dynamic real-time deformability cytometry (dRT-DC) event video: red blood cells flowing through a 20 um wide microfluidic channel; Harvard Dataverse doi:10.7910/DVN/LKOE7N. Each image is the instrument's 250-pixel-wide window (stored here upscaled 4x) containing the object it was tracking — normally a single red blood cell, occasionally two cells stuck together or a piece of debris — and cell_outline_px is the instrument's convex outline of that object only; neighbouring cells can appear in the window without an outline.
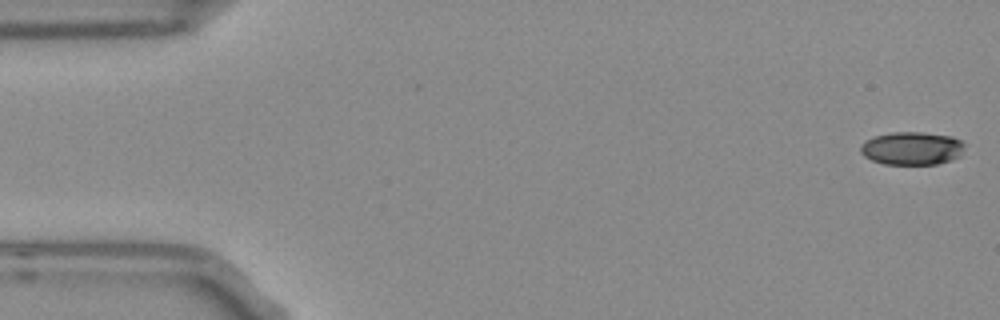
{"species": "Egyptian fruit bat (a non-hibernating species)", "species_latin": "Rousettus aegyptiacus", "temperature_condition": "room temperature", "stored_images_in_passage": 53, "camera_frame_rate_fps": 3000, "um_per_image_px": 0.085, "frame": {"image": 1, "passage_image": 1, "time_ms": 0.0, "image_size_px": [1000, 320], "cell_outline_px": [[964, 148], [960, 156], [952, 160], [936, 164], [884, 164], [872, 160], [864, 156], [860, 152], [860, 144], [864, 140], [876, 136], [892, 132], [920, 132], [952, 136], [960, 140], [964, 144]], "centroid_in_image_um": [77.5, 12.61], "position_along_channel_um": 7.5, "area_um2": 20.17}}
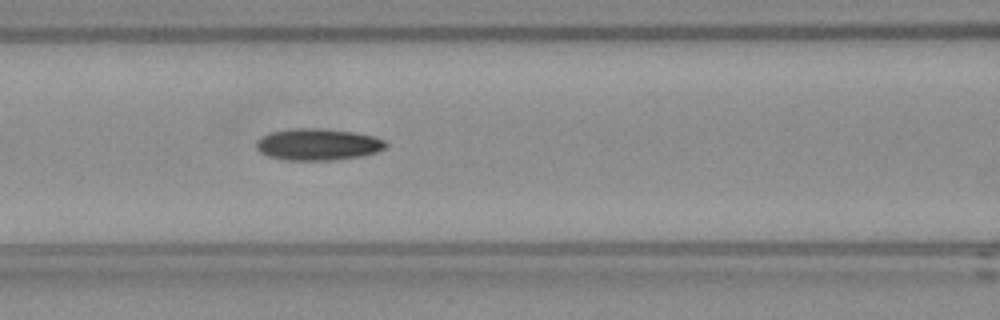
{"frame": {"image": 2, "passage_image": 22, "time_ms": 7.0, "image_size_px": [1000, 320], "cell_outline_px": [[388, 144], [384, 148], [376, 152], [360, 156], [332, 160], [288, 160], [272, 156], [260, 152], [256, 144], [264, 136], [272, 132], [292, 128], [324, 128], [356, 132], [372, 136], [384, 140]], "centroid_in_image_um": [27.07, 12.26], "position_along_channel_um": 139.5, "area_um2": 23.58}}
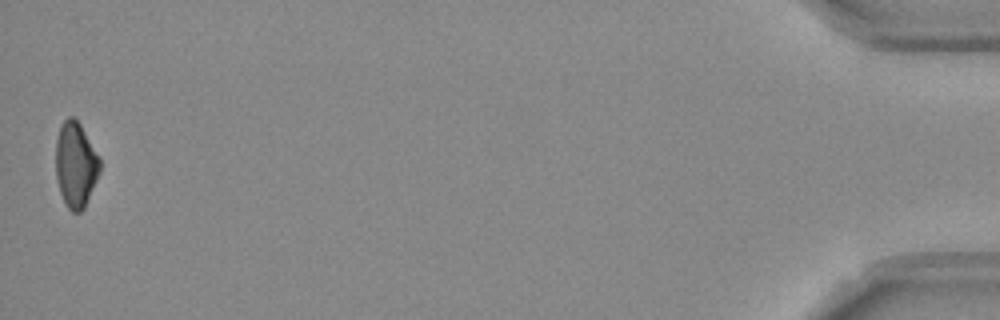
{"frame": {"image": 3, "passage_image": 53, "time_ms": 17.333, "image_size_px": [1000, 320], "cell_outline_px": [[100, 172], [84, 208], [80, 212], [72, 212], [68, 208], [60, 192], [56, 176], [56, 140], [60, 124], [68, 116], [76, 116], [100, 160]], "centroid_in_image_um": [6.42, 13.97], "position_along_channel_um": 428.8, "area_um2": 21.85}, "authors_computed_cell_mechanics": {"area_um2": 22.542, "velocity_mm_per_s": 3.772, "shape_relaxation_time_tau1_ms": 6.9565, "shape_relaxation_time_tau2_ms": null, "deformation_change_tau1": 0.163, "deformation_change_tau2": null}}